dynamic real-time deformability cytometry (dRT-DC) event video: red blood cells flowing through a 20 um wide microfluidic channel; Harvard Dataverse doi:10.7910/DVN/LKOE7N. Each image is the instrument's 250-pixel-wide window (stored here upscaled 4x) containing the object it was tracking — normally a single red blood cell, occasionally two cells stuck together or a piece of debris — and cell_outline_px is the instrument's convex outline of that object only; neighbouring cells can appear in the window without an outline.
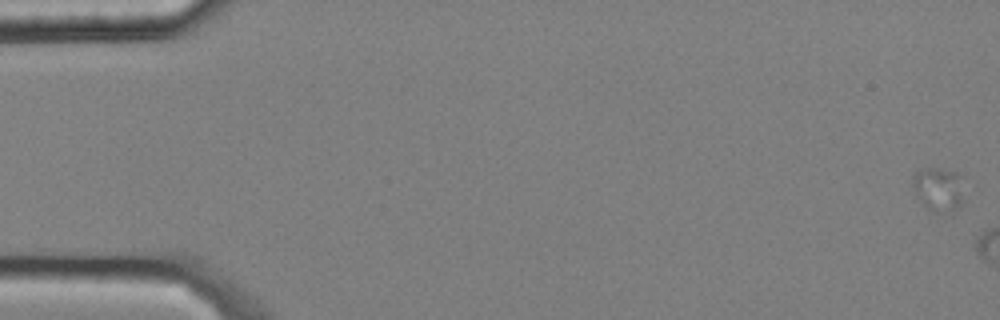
{"species": "common noctule bat (a hibernating species)", "species_latin": "Nyctalus noctula", "temperature_condition": "cold", "stored_images_in_passage": 13, "camera_frame_rate_fps": 3000, "um_per_image_px": 0.085, "animal": {"sex": "male", "body_mass_g": 20.4}, "frame": {"image": 1, "passage_image": 2, "time_ms": 0.333, "image_size_px": [1000, 320], "cell_outline_px": [[960, 196], [956, 204], [932, 208], [928, 208], [920, 200], [916, 192], [912, 180], [912, 176], [916, 172], [928, 168], [936, 168], [956, 172], [960, 176]], "centroid_in_image_um": [79.66, 15.91], "position_along_channel_um": 5.3, "area_um2": 11.27}}